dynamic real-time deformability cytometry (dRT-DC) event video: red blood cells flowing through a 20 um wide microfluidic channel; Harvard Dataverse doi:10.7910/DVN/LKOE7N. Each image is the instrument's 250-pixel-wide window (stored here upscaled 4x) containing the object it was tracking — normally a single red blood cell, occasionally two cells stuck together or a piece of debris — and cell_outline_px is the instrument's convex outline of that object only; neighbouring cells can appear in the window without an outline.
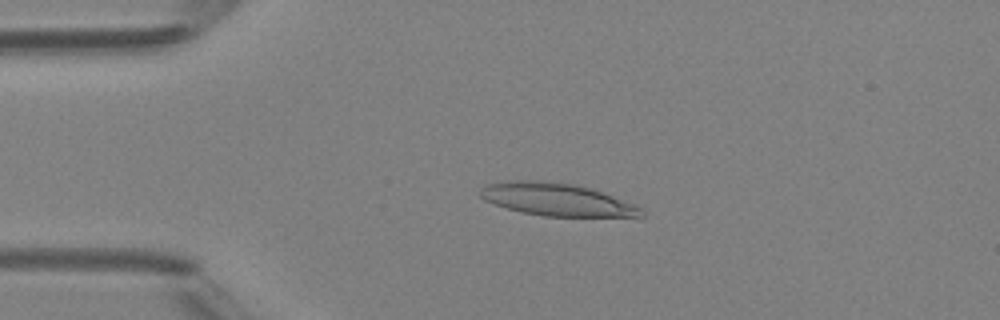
{"species": "Egyptian fruit bat (a non-hibernating species)", "species_latin": "Rousettus aegyptiacus", "temperature_condition": "room temperature", "stored_images_in_passage": 5, "camera_frame_rate_fps": 3000, "um_per_image_px": 0.085, "animal": {"sex": "female"}, "frame": {"image": 1, "passage_image": 4, "time_ms": 3.333, "image_size_px": [1000, 320], "cell_outline_px": [[644, 216], [544, 216], [520, 212], [484, 200], [480, 196], [480, 188], [488, 184], [508, 180], [540, 180], [576, 184], [636, 204], [644, 208]], "centroid_in_image_um": [47.31, 16.95], "position_along_channel_um": 37.7, "area_um2": 30.46}}